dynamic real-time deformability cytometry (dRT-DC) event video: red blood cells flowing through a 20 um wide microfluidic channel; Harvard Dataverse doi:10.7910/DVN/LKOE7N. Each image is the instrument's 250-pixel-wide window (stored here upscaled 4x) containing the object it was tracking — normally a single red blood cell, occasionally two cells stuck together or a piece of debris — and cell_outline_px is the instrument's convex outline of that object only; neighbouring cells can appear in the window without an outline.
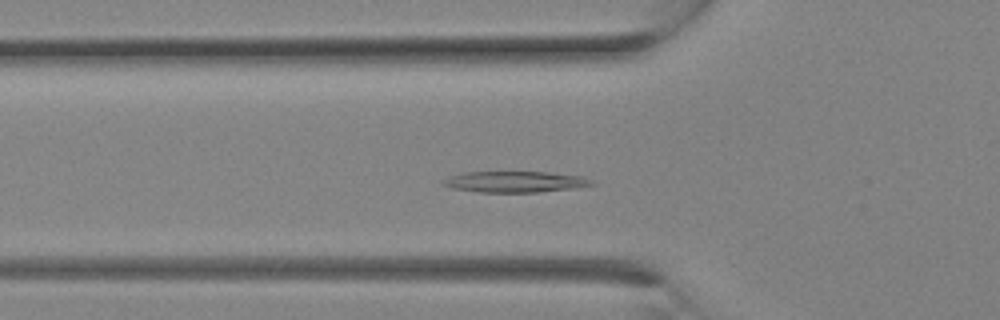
{"species": "Egyptian fruit bat (a non-hibernating species)", "species_latin": "Rousettus aegyptiacus", "temperature_condition": "room temperature", "stored_images_in_passage": 18, "camera_frame_rate_fps": 3000, "um_per_image_px": 0.085, "animal": {"sex": "female"}, "frame": {"image": 1, "passage_image": 7, "time_ms": 2.0, "image_size_px": [1000, 320], "cell_outline_px": [[596, 184], [572, 188], [536, 192], [480, 192], [452, 188], [440, 184], [440, 180], [448, 176], [464, 172], [548, 172], [580, 176], [592, 180]], "centroid_in_image_um": [43.69, 15.44], "position_along_channel_um": 82.1, "area_um2": 18.21}}
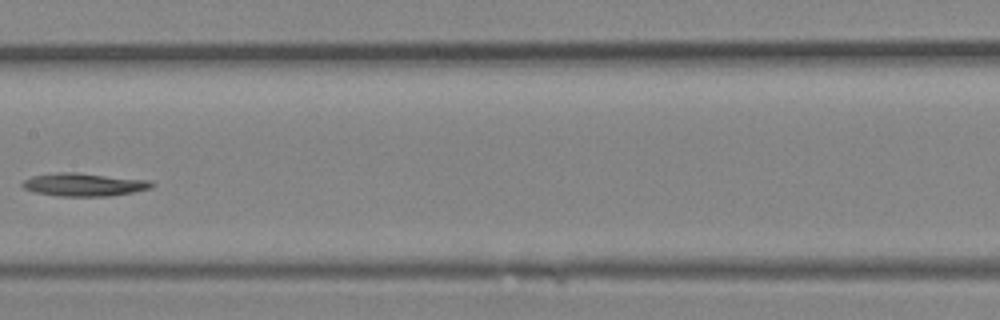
{"frame": {"image": 2, "passage_image": 12, "time_ms": 3.667, "image_size_px": [1000, 320], "cell_outline_px": [[156, 184], [152, 188], [132, 192], [108, 196], [60, 196], [36, 192], [24, 188], [20, 184], [24, 180], [32, 176], [56, 172], [76, 172], [148, 180]], "centroid_in_image_um": [7.14, 15.68], "position_along_channel_um": 200.3, "area_um2": 17.28}}
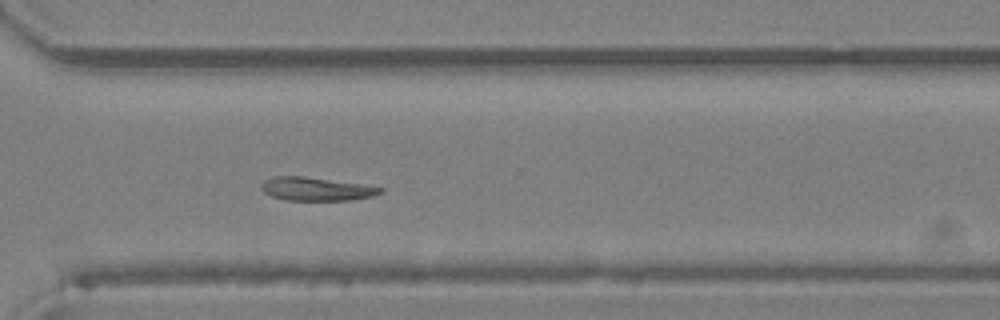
{"frame": {"image": 3, "passage_image": 18, "time_ms": 5.667, "image_size_px": [1000, 320], "cell_outline_px": [[384, 192], [372, 196], [348, 200], [284, 200], [272, 196], [264, 192], [260, 188], [260, 184], [264, 180], [272, 176], [304, 176], [360, 184], [384, 188]], "centroid_in_image_um": [26.83, 16.06], "position_along_channel_um": 343.8, "area_um2": 16.18}}